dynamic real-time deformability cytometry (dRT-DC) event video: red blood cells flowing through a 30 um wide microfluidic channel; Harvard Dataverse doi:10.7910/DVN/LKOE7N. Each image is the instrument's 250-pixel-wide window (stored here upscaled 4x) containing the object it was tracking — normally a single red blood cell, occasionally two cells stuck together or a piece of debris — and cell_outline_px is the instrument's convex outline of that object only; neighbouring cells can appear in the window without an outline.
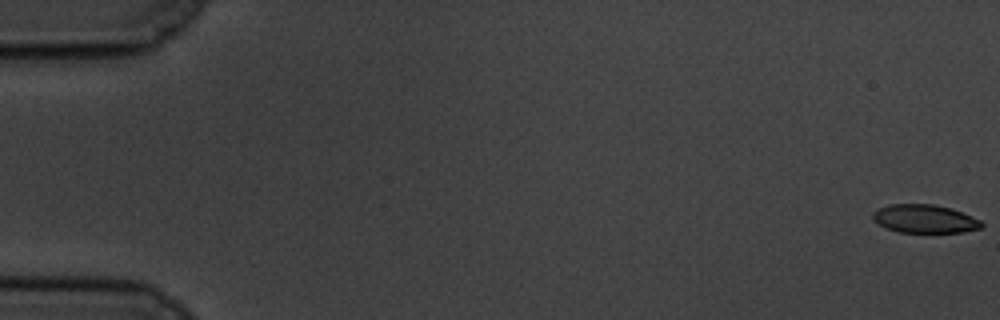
{"species": "common noctule bat (a hibernating species)", "species_latin": "Nyctalus noctula", "temperature_condition": "cold", "stored_images_in_passage": 18, "camera_frame_rate_fps": 3000, "um_per_image_px": 0.085, "animal": {"sex": "male", "body_mass_g": 19.5, "forearm_length_mm": 54.6}, "frame": {"image": 1, "passage_image": 1, "time_ms": 0.0, "image_size_px": [1000, 320], "cell_outline_px": [[984, 224], [980, 228], [964, 232], [896, 232], [884, 228], [872, 216], [872, 212], [888, 204], [932, 204], [952, 208], [972, 216], [980, 220]], "centroid_in_image_um": [78.6, 18.6], "position_along_channel_um": 6.4, "area_um2": 17.98}}
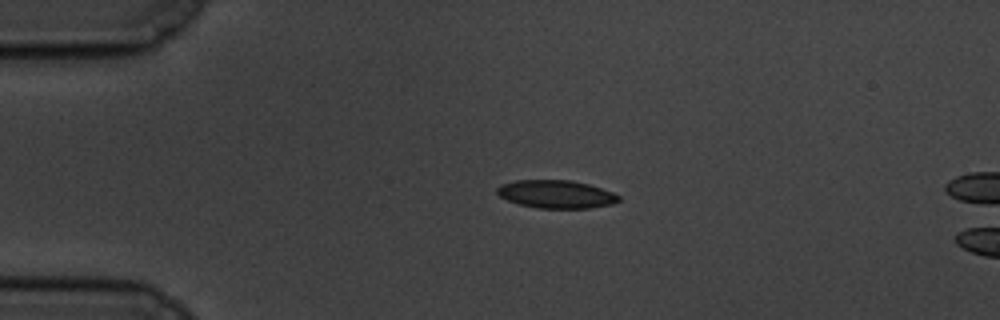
{"frame": {"image": 2, "passage_image": 14, "time_ms": 4.333, "image_size_px": [1000, 320], "cell_outline_px": [[620, 200], [612, 204], [588, 208], [536, 208], [520, 204], [508, 200], [500, 196], [496, 192], [496, 188], [500, 184], [516, 180], [572, 180], [588, 184], [612, 192], [620, 196]], "centroid_in_image_um": [47.25, 16.5], "position_along_channel_um": 37.7, "area_um2": 19.83}}